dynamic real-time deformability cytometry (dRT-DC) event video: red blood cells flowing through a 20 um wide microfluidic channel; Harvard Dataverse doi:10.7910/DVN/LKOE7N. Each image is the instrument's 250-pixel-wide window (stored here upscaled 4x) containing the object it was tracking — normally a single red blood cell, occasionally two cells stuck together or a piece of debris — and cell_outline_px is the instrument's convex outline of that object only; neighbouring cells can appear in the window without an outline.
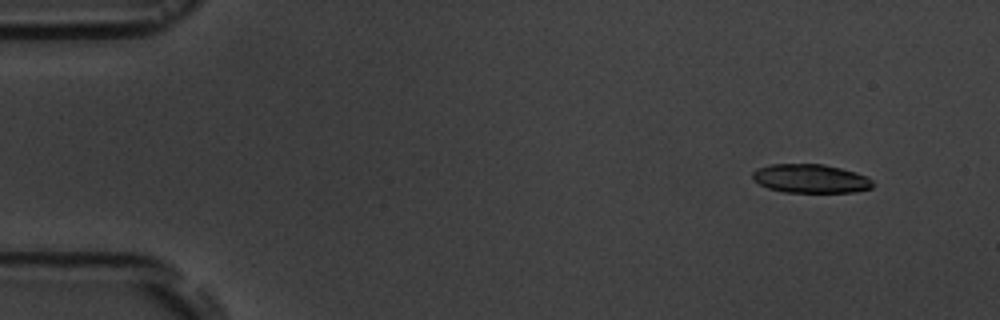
{"species": "common noctule bat (a hibernating species)", "species_latin": "Nyctalus noctula", "temperature_condition": "room temperature", "stored_images_in_passage": 5, "camera_frame_rate_fps": 3000, "um_per_image_px": 0.085, "animal": {"sex": "male", "body_mass_g": 19.5, "forearm_length_mm": 54.6}, "frame": {"image": 1, "passage_image": 2, "time_ms": 1.0, "image_size_px": [1000, 320], "cell_outline_px": [[876, 184], [872, 188], [856, 192], [784, 192], [768, 188], [752, 180], [752, 172], [756, 168], [772, 164], [824, 164], [856, 172], [868, 176]], "centroid_in_image_um": [68.92, 15.18], "position_along_channel_um": 16.1, "area_um2": 20.4}}
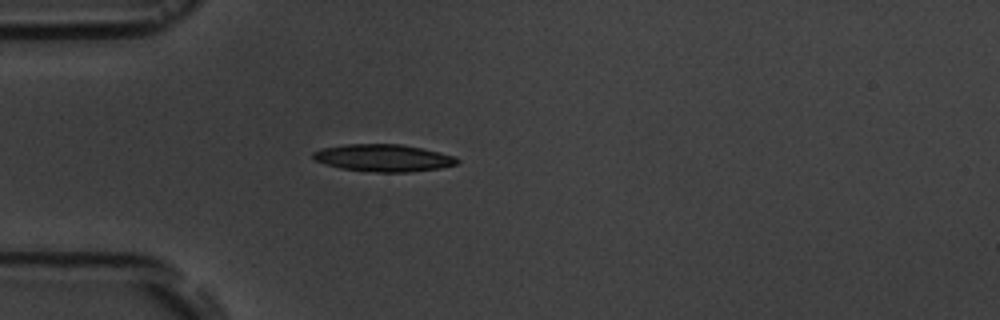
{"frame": {"image": 2, "passage_image": 5, "time_ms": 4.667, "image_size_px": [1000, 320], "cell_outline_px": [[460, 160], [456, 164], [440, 168], [408, 172], [376, 172], [340, 168], [312, 160], [312, 152], [320, 148], [344, 144], [400, 144], [440, 152], [456, 156]], "centroid_in_image_um": [32.55, 13.42], "position_along_channel_um": 52.4, "area_um2": 22.95}}